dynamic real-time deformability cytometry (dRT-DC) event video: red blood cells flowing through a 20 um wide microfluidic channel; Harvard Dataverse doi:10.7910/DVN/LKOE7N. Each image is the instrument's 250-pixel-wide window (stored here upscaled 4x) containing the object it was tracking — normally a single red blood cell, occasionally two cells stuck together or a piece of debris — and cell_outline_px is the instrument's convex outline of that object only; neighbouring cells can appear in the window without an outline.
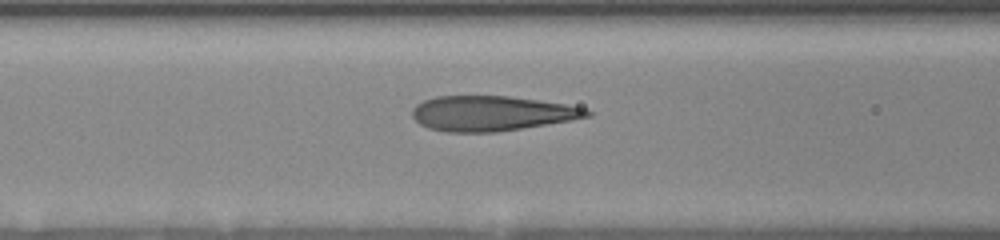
{"species": "human", "species_latin": "Homo sapiens", "temperature_condition": "room temperature", "stored_images_in_passage": 5, "camera_frame_rate_fps": 3000, "um_per_image_px": 0.085, "donor": {"sex": "female"}, "frame": {"image": 1, "passage_image": 4, "time_ms": 1.667, "image_size_px": [1000, 240], "cell_outline_px": [[592, 116], [572, 120], [496, 132], [444, 132], [428, 128], [420, 124], [412, 116], [412, 108], [416, 104], [424, 100], [436, 96], [508, 96], [540, 100], [564, 104], [584, 108], [592, 112]], "centroid_in_image_um": [41.76, 9.64], "position_along_channel_um": 124.8, "area_um2": 35.66}}